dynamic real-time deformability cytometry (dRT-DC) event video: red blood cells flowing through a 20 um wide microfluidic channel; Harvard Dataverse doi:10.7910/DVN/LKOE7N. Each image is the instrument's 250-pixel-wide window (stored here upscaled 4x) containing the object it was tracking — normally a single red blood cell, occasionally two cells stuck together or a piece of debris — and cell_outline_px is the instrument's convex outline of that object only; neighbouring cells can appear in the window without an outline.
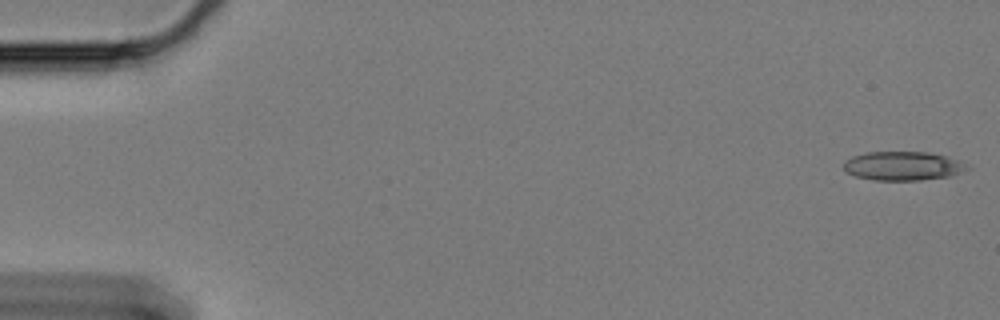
{"species": "Egyptian fruit bat (a non-hibernating species)", "species_latin": "Rousettus aegyptiacus", "temperature_condition": "cold", "stored_images_in_passage": 60, "camera_frame_rate_fps": 3000, "um_per_image_px": 0.085, "animal": {"sex": "female"}, "frame": {"image": 1, "passage_image": 1, "time_ms": 0.0, "image_size_px": [1000, 320], "cell_outline_px": [[972, 168], [952, 176], [920, 180], [872, 180], [856, 176], [844, 172], [844, 160], [852, 156], [864, 152], [928, 152], [944, 156], [956, 160]], "centroid_in_image_um": [76.7, 14.11], "position_along_channel_um": 8.3, "area_um2": 20.87}}
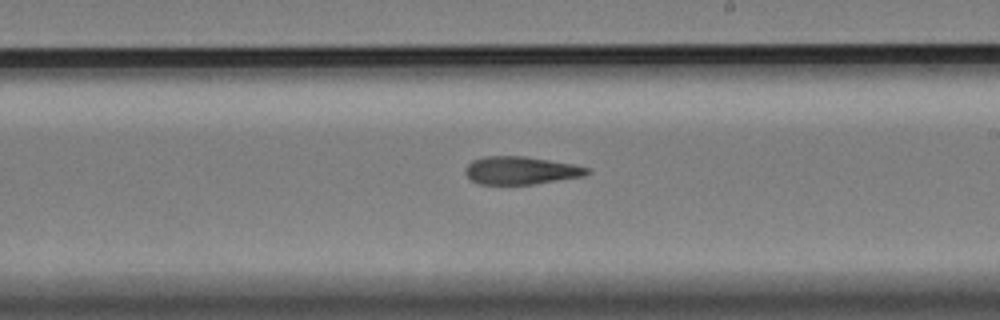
{"frame": {"image": 2, "passage_image": 35, "time_ms": 11.333, "image_size_px": [1000, 320], "cell_outline_px": [[592, 172], [584, 176], [532, 184], [480, 184], [472, 180], [464, 172], [468, 164], [472, 160], [484, 156], [524, 156], [572, 164], [588, 168]], "centroid_in_image_um": [44.26, 14.48], "position_along_channel_um": 244.7, "area_um2": 19.59}}
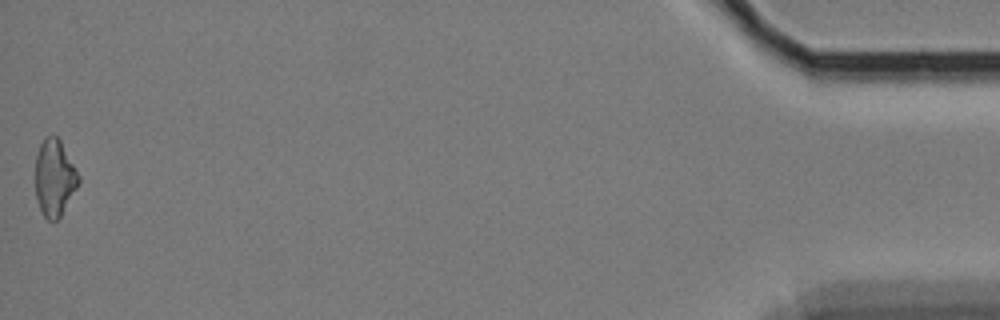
{"frame": {"image": 3, "passage_image": 60, "time_ms": 19.667, "image_size_px": [1000, 320], "cell_outline_px": [[80, 180], [76, 188], [60, 216], [56, 220], [48, 220], [44, 216], [40, 208], [36, 196], [36, 156], [40, 144], [48, 136], [56, 136], [60, 140], [80, 176]], "centroid_in_image_um": [4.63, 15.11], "position_along_channel_um": 430.6, "area_um2": 18.84}, "authors_computed_cell_mechanics": {"area_um2": 20.4901, "velocity_mm_per_s": 3.3133, "shape_relaxation_time_tau1_ms": 8.1744, "shape_relaxation_time_tau2_ms": 5.3022, "deformation_change_tau1": 0.1793, "deformation_change_tau2": 0.1564}}